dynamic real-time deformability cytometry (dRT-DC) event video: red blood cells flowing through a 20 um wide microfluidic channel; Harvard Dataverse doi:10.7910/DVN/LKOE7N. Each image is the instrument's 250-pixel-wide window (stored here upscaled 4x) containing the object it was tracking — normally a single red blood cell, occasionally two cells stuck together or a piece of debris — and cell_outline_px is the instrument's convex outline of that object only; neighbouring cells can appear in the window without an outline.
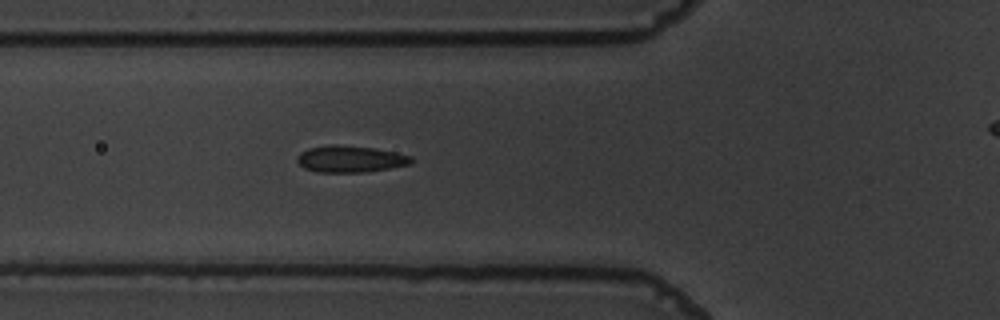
{"species": "common noctule bat (a hibernating species)", "species_latin": "Nyctalus noctula", "temperature_condition": "warm", "stored_images_in_passage": 49, "camera_frame_rate_fps": 3000, "um_per_image_px": 0.085, "animal": {"sex": "male", "body_mass_g": 19.5, "forearm_length_mm": 54.6}, "frame": {"image": 1, "passage_image": 19, "time_ms": 6.0, "image_size_px": [1000, 320], "cell_outline_px": [[412, 164], [368, 172], [316, 172], [304, 168], [296, 160], [296, 156], [300, 152], [308, 148], [328, 144], [336, 144], [376, 148], [412, 156]], "centroid_in_image_um": [29.75, 13.51], "position_along_channel_um": 96.0, "area_um2": 17.98}}
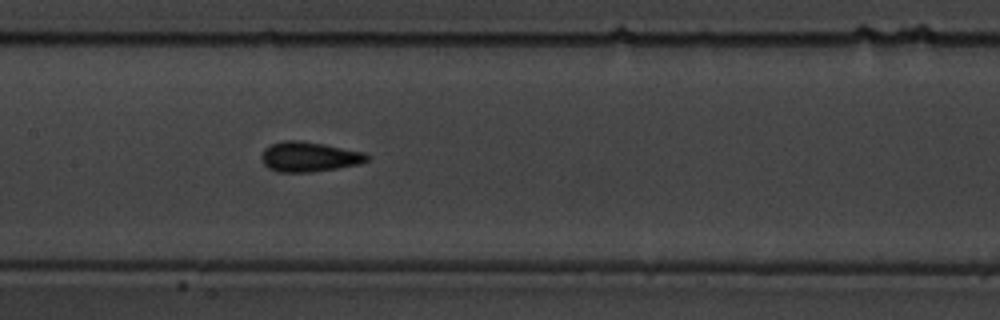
{"frame": {"image": 2, "passage_image": 26, "time_ms": 8.333, "image_size_px": [1000, 320], "cell_outline_px": [[368, 160], [360, 164], [336, 168], [308, 172], [276, 172], [268, 168], [264, 164], [264, 148], [272, 144], [284, 140], [300, 140], [324, 144], [364, 152], [368, 156]], "centroid_in_image_um": [26.29, 13.32], "position_along_channel_um": 181.1, "area_um2": 18.15}}
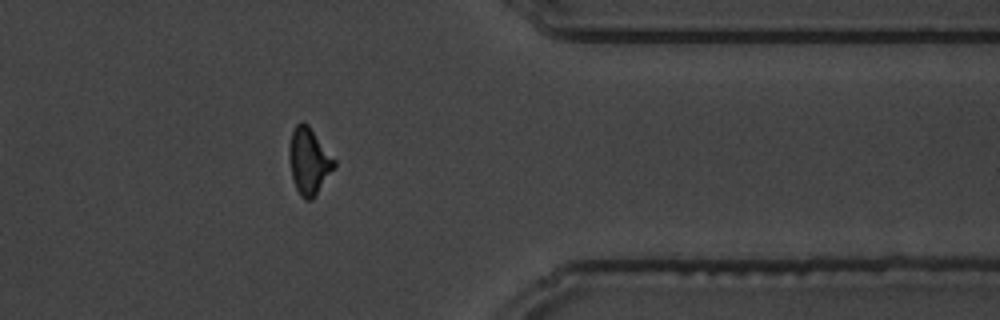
{"frame": {"image": 3, "passage_image": 44, "time_ms": 14.333, "image_size_px": [1000, 320], "cell_outline_px": [[336, 164], [312, 200], [304, 200], [300, 196], [296, 188], [292, 176], [288, 156], [288, 148], [292, 132], [296, 124], [300, 120], [308, 124], [336, 160]], "centroid_in_image_um": [26.24, 13.67], "position_along_channel_um": 385.2, "area_um2": 17.4}, "authors_computed_cell_mechanics": {"area_um2": 17.3978, "velocity_mm_per_s": 3.6306, "shape_relaxation_time_tau1_ms": 4.1624, "shape_relaxation_time_tau2_ms": 0.9373, "deformation_change_tau1": 0.1327, "deformation_change_tau2": 0.0918}}